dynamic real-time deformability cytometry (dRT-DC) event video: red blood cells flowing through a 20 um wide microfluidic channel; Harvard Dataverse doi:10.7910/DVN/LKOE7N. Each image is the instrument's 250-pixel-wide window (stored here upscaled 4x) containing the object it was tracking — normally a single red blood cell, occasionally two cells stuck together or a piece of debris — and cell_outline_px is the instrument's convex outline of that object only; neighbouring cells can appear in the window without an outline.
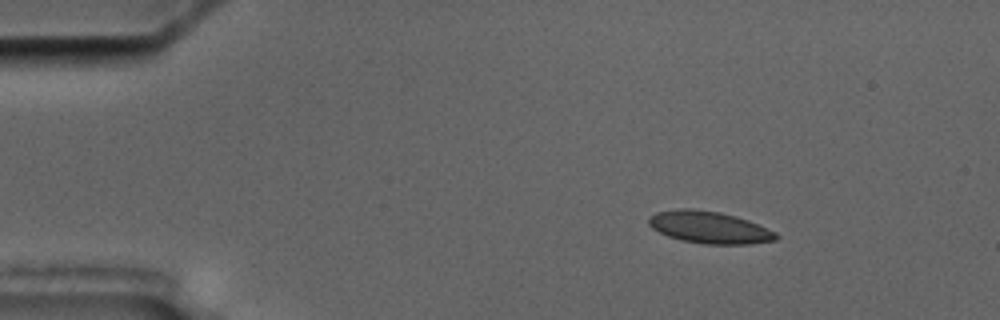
{"species": "common noctule bat (a hibernating species)", "species_latin": "Nyctalus noctula", "temperature_condition": "cold", "stored_images_in_passage": 8, "camera_frame_rate_fps": 3000, "um_per_image_px": 0.085, "animal": {"sex": "male", "body_mass_g": 17.5, "forearm_length_mm": 52.3}, "frame": {"image": 1, "passage_image": 1, "time_ms": 0.0, "image_size_px": [1000, 320], "cell_outline_px": [[780, 236], [776, 240], [748, 244], [704, 244], [680, 240], [668, 236], [652, 228], [648, 224], [648, 216], [656, 212], [680, 208], [692, 208], [720, 212], [736, 216], [748, 220], [776, 232]], "centroid_in_image_um": [60.28, 19.32], "position_along_channel_um": 24.7, "area_um2": 23.93}}
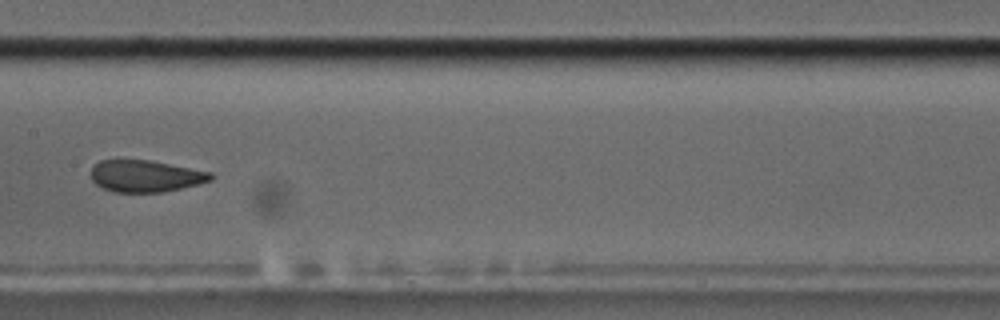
{"frame": {"image": 2, "passage_image": 7, "time_ms": 7.0, "image_size_px": [1000, 320], "cell_outline_px": [[212, 180], [200, 184], [164, 192], [112, 192], [96, 184], [92, 180], [92, 168], [100, 160], [152, 160], [212, 172]], "centroid_in_image_um": [12.4, 14.97], "position_along_channel_um": 195.0, "area_um2": 22.25}}
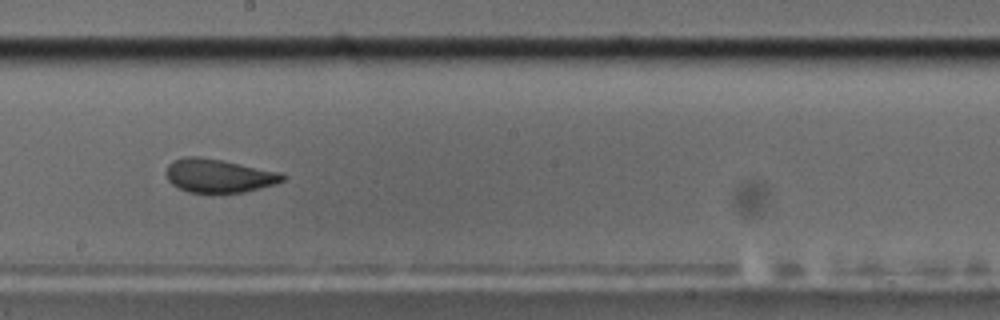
{"frame": {"image": 3, "passage_image": 8, "time_ms": 8.0, "image_size_px": [1000, 320], "cell_outline_px": [[288, 176], [284, 180], [276, 184], [244, 192], [212, 196], [188, 192], [172, 184], [168, 180], [164, 172], [168, 164], [172, 160], [184, 156], [200, 156], [224, 160], [280, 172]], "centroid_in_image_um": [18.57, 14.96], "position_along_channel_um": 229.6, "area_um2": 23.81}}